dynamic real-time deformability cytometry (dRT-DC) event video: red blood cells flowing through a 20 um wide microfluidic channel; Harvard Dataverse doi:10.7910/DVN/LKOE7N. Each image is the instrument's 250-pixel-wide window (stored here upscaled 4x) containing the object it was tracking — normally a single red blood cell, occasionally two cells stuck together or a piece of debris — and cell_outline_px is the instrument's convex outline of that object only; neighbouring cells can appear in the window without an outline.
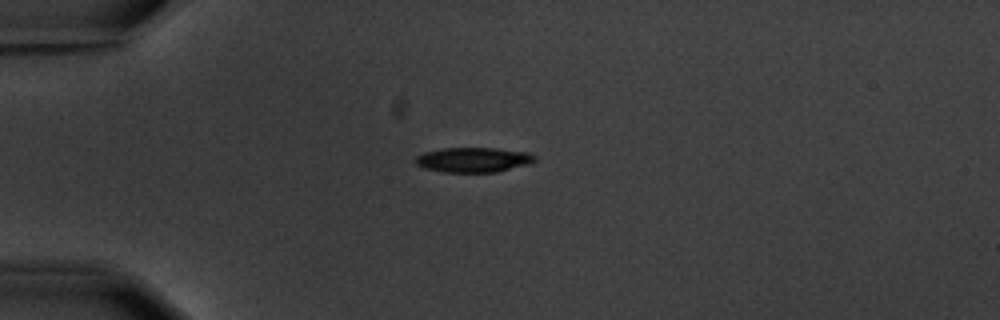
{"species": "common noctule bat (a hibernating species)", "species_latin": "Nyctalus noctula", "temperature_condition": "warm", "stored_images_in_passage": 8, "camera_frame_rate_fps": 3000, "um_per_image_px": 0.085, "animal": {"sex": "male", "body_mass_g": 20.1, "forearm_length_mm": 53.5}, "frame": {"image": 1, "passage_image": 1, "time_ms": 0.0, "image_size_px": [1000, 320], "cell_outline_px": [[536, 160], [532, 164], [496, 172], [444, 172], [424, 168], [416, 164], [416, 156], [424, 152], [444, 148], [496, 148], [528, 152], [536, 156]], "centroid_in_image_um": [40.28, 13.58], "position_along_channel_um": 44.7, "area_um2": 17.4}}
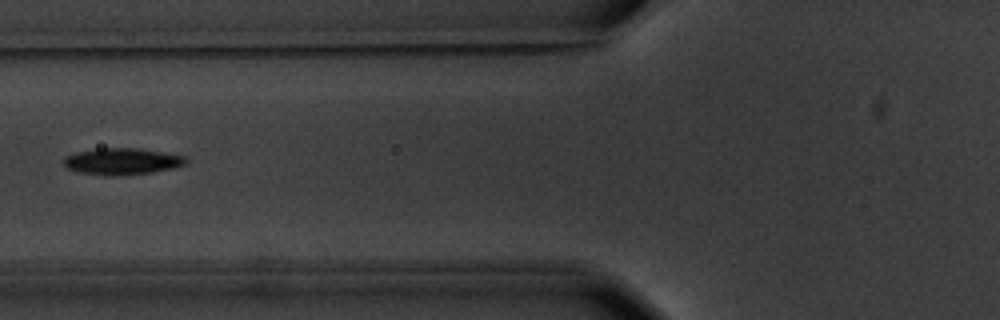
{"frame": {"image": 2, "passage_image": 3, "time_ms": 2.667, "image_size_px": [1000, 320], "cell_outline_px": [[188, 160], [184, 164], [172, 168], [152, 172], [116, 176], [112, 176], [76, 172], [64, 168], [64, 156], [76, 152], [100, 148], [140, 148], [184, 156]], "centroid_in_image_um": [10.31, 13.72], "position_along_channel_um": 115.5, "area_um2": 18.96}}